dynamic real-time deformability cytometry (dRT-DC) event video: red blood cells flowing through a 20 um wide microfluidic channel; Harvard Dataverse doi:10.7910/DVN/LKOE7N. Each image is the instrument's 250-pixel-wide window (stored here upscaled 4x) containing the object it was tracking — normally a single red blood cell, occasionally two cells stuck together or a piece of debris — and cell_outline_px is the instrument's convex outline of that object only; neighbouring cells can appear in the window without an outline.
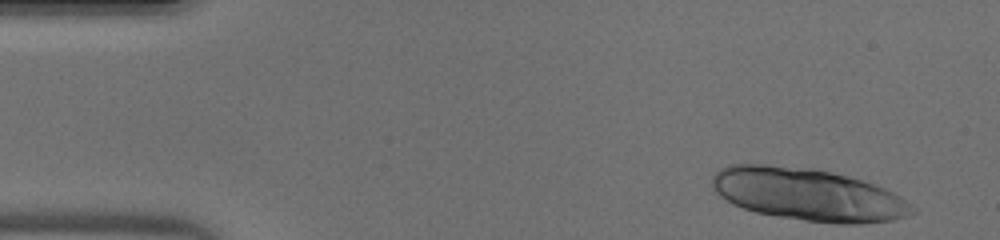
{"species": "human", "species_latin": "Homo sapiens", "temperature_condition": "warm", "stored_images_in_passage": 37, "camera_frame_rate_fps": 3000, "um_per_image_px": 0.085, "donor": {"sex": "male"}, "frame": {"image": 1, "passage_image": 1, "time_ms": 0.0, "image_size_px": [1000, 240], "cell_outline_px": [[916, 212], [892, 220], [860, 224], [836, 224], [804, 220], [776, 216], [756, 212], [732, 204], [720, 196], [712, 188], [712, 176], [720, 168], [728, 164], [764, 164], [812, 168], [832, 172], [848, 176], [884, 188], [900, 196], [916, 208]], "centroid_in_image_um": [68.65, 16.53], "position_along_channel_um": 16.3, "area_um2": 61.15}}
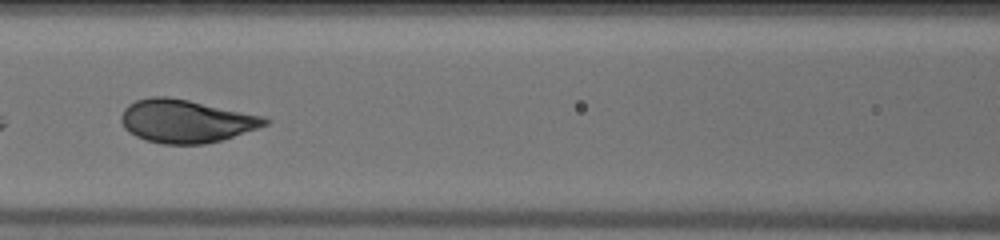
{"frame": {"image": 2, "passage_image": 18, "time_ms": 5.667, "image_size_px": [1000, 240], "cell_outline_px": [[272, 120], [268, 124], [220, 140], [204, 144], [164, 144], [144, 140], [128, 132], [124, 128], [120, 120], [120, 116], [124, 108], [128, 104], [136, 100], [152, 96], [164, 96], [188, 100], [264, 116]], "centroid_in_image_um": [15.76, 10.29], "position_along_channel_um": 150.8, "area_um2": 35.95}}
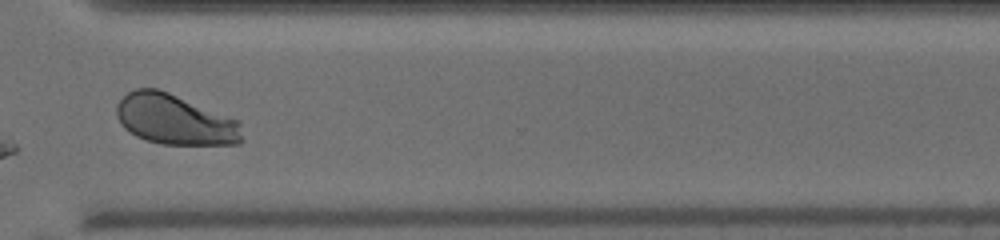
{"frame": {"image": 3, "passage_image": 32, "time_ms": 10.333, "image_size_px": [1000, 240], "cell_outline_px": [[244, 140], [240, 144], [160, 144], [136, 136], [124, 128], [120, 124], [116, 116], [116, 104], [128, 92], [136, 88], [156, 88], [168, 92], [240, 120]], "centroid_in_image_um": [14.89, 10.17], "position_along_channel_um": 355.7, "area_um2": 37.05}}